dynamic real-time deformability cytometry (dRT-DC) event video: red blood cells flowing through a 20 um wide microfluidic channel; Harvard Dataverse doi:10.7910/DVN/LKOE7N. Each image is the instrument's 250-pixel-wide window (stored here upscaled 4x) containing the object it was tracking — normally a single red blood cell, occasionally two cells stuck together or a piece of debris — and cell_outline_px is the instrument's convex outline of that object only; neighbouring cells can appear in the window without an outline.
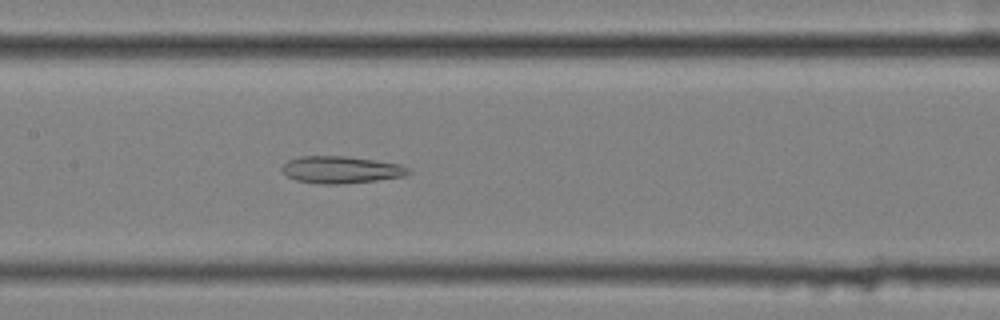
{"species": "common noctule bat (a hibernating species)", "species_latin": "Nyctalus noctula", "temperature_condition": "cold", "stored_images_in_passage": 46, "camera_frame_rate_fps": 3000, "um_per_image_px": 0.085, "animal": {"sex": "female", "body_mass_g": 25.1}, "frame": {"image": 1, "passage_image": 17, "time_ms": 5.333, "image_size_px": [1000, 320], "cell_outline_px": [[412, 172], [404, 176], [376, 180], [344, 184], [320, 184], [296, 180], [288, 176], [280, 168], [288, 160], [300, 156], [344, 156], [400, 164], [408, 168]], "centroid_in_image_um": [28.97, 14.43], "position_along_channel_um": 178.4, "area_um2": 19.83}}
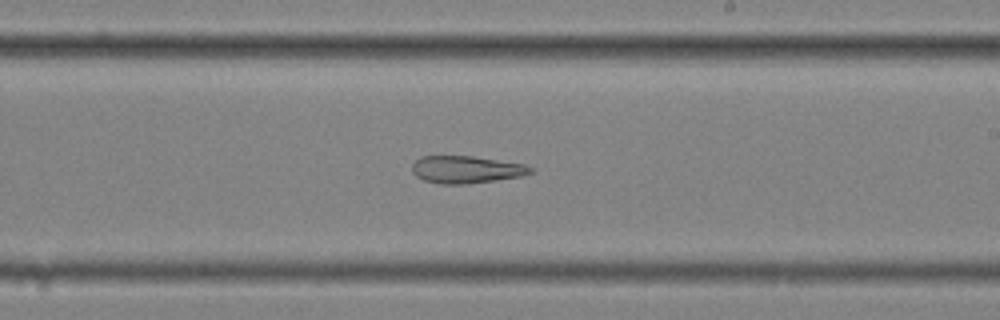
{"frame": {"image": 2, "passage_image": 23, "time_ms": 7.333, "image_size_px": [1000, 320], "cell_outline_px": [[536, 168], [532, 172], [520, 176], [496, 180], [464, 184], [440, 184], [424, 180], [416, 176], [412, 172], [412, 164], [420, 156], [472, 156], [524, 164]], "centroid_in_image_um": [39.62, 14.41], "position_along_channel_um": 249.4, "area_um2": 18.84}}
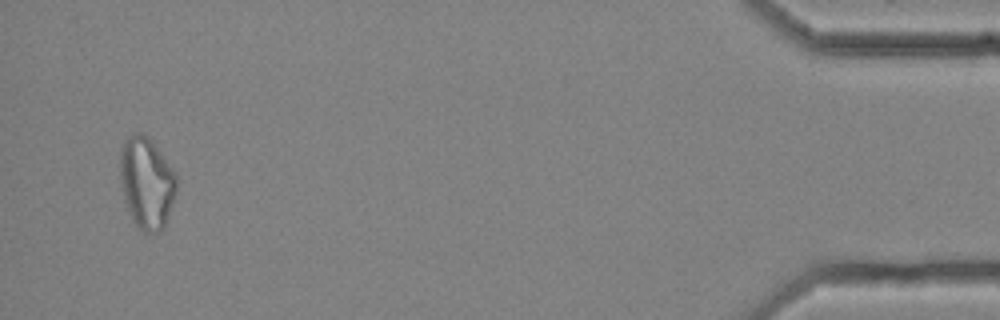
{"frame": {"image": 3, "passage_image": 44, "time_ms": 14.333, "image_size_px": [1000, 320], "cell_outline_px": [[176, 192], [164, 228], [160, 232], [144, 232], [136, 228], [128, 212], [124, 200], [120, 184], [120, 148], [124, 140], [128, 136], [136, 132], [144, 132], [152, 140], [172, 168], [176, 176]], "centroid_in_image_um": [12.43, 15.54], "position_along_channel_um": 422.8, "area_um2": 30.58}, "authors_computed_cell_mechanics": {"area_um2": 23.5246, "velocity_mm_per_s": 3.5581, "shape_relaxation_time_tau1_ms": null, "shape_relaxation_time_tau2_ms": 7.2683, "deformation_change_tau1": null, "deformation_change_tau2": 0.2017}}